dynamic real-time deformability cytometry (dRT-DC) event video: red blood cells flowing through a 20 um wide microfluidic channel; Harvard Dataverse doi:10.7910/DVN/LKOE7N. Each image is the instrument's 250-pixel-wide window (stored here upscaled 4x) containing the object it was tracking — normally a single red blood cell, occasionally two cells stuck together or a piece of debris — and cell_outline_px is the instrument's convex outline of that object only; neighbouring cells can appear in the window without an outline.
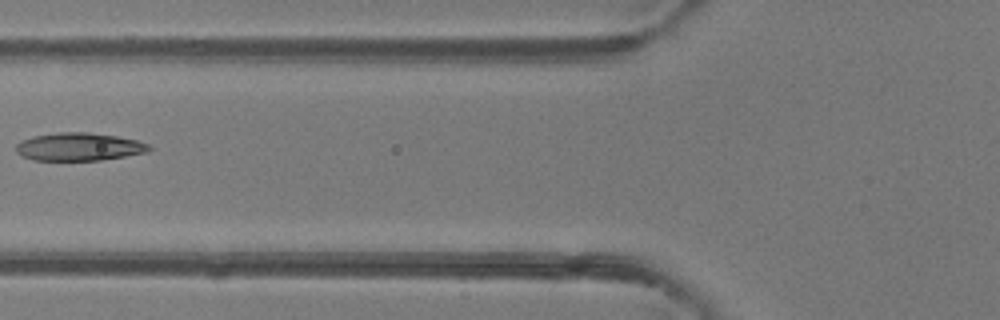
{"species": "common noctule bat (a hibernating species)", "species_latin": "Nyctalus noctula", "temperature_condition": "room temperature", "stored_images_in_passage": 2, "camera_frame_rate_fps": 3000, "um_per_image_px": 0.085, "animal": {"sex": "female"}, "frame": {"image": 1, "passage_image": 2, "time_ms": 1.333, "image_size_px": [1000, 320], "cell_outline_px": [[152, 148], [148, 152], [100, 160], [32, 160], [16, 152], [16, 144], [20, 140], [32, 136], [60, 132], [88, 132], [116, 136], [136, 140], [148, 144]], "centroid_in_image_um": [6.69, 12.47], "position_along_channel_um": 119.1, "area_um2": 21.62}}